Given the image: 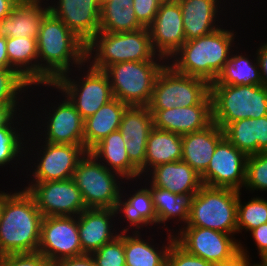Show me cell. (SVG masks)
<instances>
[{
  "instance_id": "cell-18",
  "label": "cell",
  "mask_w": 267,
  "mask_h": 266,
  "mask_svg": "<svg viewBox=\"0 0 267 266\" xmlns=\"http://www.w3.org/2000/svg\"><path fill=\"white\" fill-rule=\"evenodd\" d=\"M153 128V117L148 106H128L124 111L119 131L125 141L124 146L130 162L144 173L146 144Z\"/></svg>"
},
{
  "instance_id": "cell-23",
  "label": "cell",
  "mask_w": 267,
  "mask_h": 266,
  "mask_svg": "<svg viewBox=\"0 0 267 266\" xmlns=\"http://www.w3.org/2000/svg\"><path fill=\"white\" fill-rule=\"evenodd\" d=\"M223 138V130L214 122L203 130L182 135L181 160L201 175L207 169L217 144Z\"/></svg>"
},
{
  "instance_id": "cell-31",
  "label": "cell",
  "mask_w": 267,
  "mask_h": 266,
  "mask_svg": "<svg viewBox=\"0 0 267 266\" xmlns=\"http://www.w3.org/2000/svg\"><path fill=\"white\" fill-rule=\"evenodd\" d=\"M122 195L121 193L115 211L116 214L123 213L125 219L130 223V228L135 226L136 229H140L144 225L157 224V215L149 188L145 187L135 191L132 195L130 194L127 201L126 199L122 201Z\"/></svg>"
},
{
  "instance_id": "cell-50",
  "label": "cell",
  "mask_w": 267,
  "mask_h": 266,
  "mask_svg": "<svg viewBox=\"0 0 267 266\" xmlns=\"http://www.w3.org/2000/svg\"><path fill=\"white\" fill-rule=\"evenodd\" d=\"M20 0H0V21L9 16L13 8Z\"/></svg>"
},
{
  "instance_id": "cell-10",
  "label": "cell",
  "mask_w": 267,
  "mask_h": 266,
  "mask_svg": "<svg viewBox=\"0 0 267 266\" xmlns=\"http://www.w3.org/2000/svg\"><path fill=\"white\" fill-rule=\"evenodd\" d=\"M89 66L86 75L80 78L79 82L71 79L65 73L53 84L46 85L56 87L62 91L84 120L114 99L110 80L106 72L95 69L91 65Z\"/></svg>"
},
{
  "instance_id": "cell-20",
  "label": "cell",
  "mask_w": 267,
  "mask_h": 266,
  "mask_svg": "<svg viewBox=\"0 0 267 266\" xmlns=\"http://www.w3.org/2000/svg\"><path fill=\"white\" fill-rule=\"evenodd\" d=\"M64 97L58 107L53 106V114L49 112L51 116L45 117L49 120L46 121L44 142L84 146V119L69 99Z\"/></svg>"
},
{
  "instance_id": "cell-34",
  "label": "cell",
  "mask_w": 267,
  "mask_h": 266,
  "mask_svg": "<svg viewBox=\"0 0 267 266\" xmlns=\"http://www.w3.org/2000/svg\"><path fill=\"white\" fill-rule=\"evenodd\" d=\"M231 53L222 71L210 85H262L258 60Z\"/></svg>"
},
{
  "instance_id": "cell-47",
  "label": "cell",
  "mask_w": 267,
  "mask_h": 266,
  "mask_svg": "<svg viewBox=\"0 0 267 266\" xmlns=\"http://www.w3.org/2000/svg\"><path fill=\"white\" fill-rule=\"evenodd\" d=\"M256 52V58L260 66L262 86L267 88V43H264L261 47H259Z\"/></svg>"
},
{
  "instance_id": "cell-40",
  "label": "cell",
  "mask_w": 267,
  "mask_h": 266,
  "mask_svg": "<svg viewBox=\"0 0 267 266\" xmlns=\"http://www.w3.org/2000/svg\"><path fill=\"white\" fill-rule=\"evenodd\" d=\"M114 240L91 253L96 266H126L124 231Z\"/></svg>"
},
{
  "instance_id": "cell-4",
  "label": "cell",
  "mask_w": 267,
  "mask_h": 266,
  "mask_svg": "<svg viewBox=\"0 0 267 266\" xmlns=\"http://www.w3.org/2000/svg\"><path fill=\"white\" fill-rule=\"evenodd\" d=\"M86 51L87 62L94 57L90 65L104 71L116 63L150 61L158 55L153 50L148 28L123 33L99 31L87 43Z\"/></svg>"
},
{
  "instance_id": "cell-35",
  "label": "cell",
  "mask_w": 267,
  "mask_h": 266,
  "mask_svg": "<svg viewBox=\"0 0 267 266\" xmlns=\"http://www.w3.org/2000/svg\"><path fill=\"white\" fill-rule=\"evenodd\" d=\"M224 137L247 156L257 154V118H245L223 129Z\"/></svg>"
},
{
  "instance_id": "cell-41",
  "label": "cell",
  "mask_w": 267,
  "mask_h": 266,
  "mask_svg": "<svg viewBox=\"0 0 267 266\" xmlns=\"http://www.w3.org/2000/svg\"><path fill=\"white\" fill-rule=\"evenodd\" d=\"M167 266H212V264L198 256L188 253L174 241L167 255Z\"/></svg>"
},
{
  "instance_id": "cell-17",
  "label": "cell",
  "mask_w": 267,
  "mask_h": 266,
  "mask_svg": "<svg viewBox=\"0 0 267 266\" xmlns=\"http://www.w3.org/2000/svg\"><path fill=\"white\" fill-rule=\"evenodd\" d=\"M153 127L180 134L205 129L212 123V98L209 94L200 104L190 107H173L166 110H150Z\"/></svg>"
},
{
  "instance_id": "cell-19",
  "label": "cell",
  "mask_w": 267,
  "mask_h": 266,
  "mask_svg": "<svg viewBox=\"0 0 267 266\" xmlns=\"http://www.w3.org/2000/svg\"><path fill=\"white\" fill-rule=\"evenodd\" d=\"M49 10L86 44L99 32V0H59Z\"/></svg>"
},
{
  "instance_id": "cell-55",
  "label": "cell",
  "mask_w": 267,
  "mask_h": 266,
  "mask_svg": "<svg viewBox=\"0 0 267 266\" xmlns=\"http://www.w3.org/2000/svg\"><path fill=\"white\" fill-rule=\"evenodd\" d=\"M161 2H176L178 0H160Z\"/></svg>"
},
{
  "instance_id": "cell-49",
  "label": "cell",
  "mask_w": 267,
  "mask_h": 266,
  "mask_svg": "<svg viewBox=\"0 0 267 266\" xmlns=\"http://www.w3.org/2000/svg\"><path fill=\"white\" fill-rule=\"evenodd\" d=\"M16 113L11 105H0V127L7 126L16 117Z\"/></svg>"
},
{
  "instance_id": "cell-56",
  "label": "cell",
  "mask_w": 267,
  "mask_h": 266,
  "mask_svg": "<svg viewBox=\"0 0 267 266\" xmlns=\"http://www.w3.org/2000/svg\"><path fill=\"white\" fill-rule=\"evenodd\" d=\"M262 262L267 266V256L262 260Z\"/></svg>"
},
{
  "instance_id": "cell-6",
  "label": "cell",
  "mask_w": 267,
  "mask_h": 266,
  "mask_svg": "<svg viewBox=\"0 0 267 266\" xmlns=\"http://www.w3.org/2000/svg\"><path fill=\"white\" fill-rule=\"evenodd\" d=\"M238 197L239 190L203 185L191 198L186 226L234 235L237 233Z\"/></svg>"
},
{
  "instance_id": "cell-16",
  "label": "cell",
  "mask_w": 267,
  "mask_h": 266,
  "mask_svg": "<svg viewBox=\"0 0 267 266\" xmlns=\"http://www.w3.org/2000/svg\"><path fill=\"white\" fill-rule=\"evenodd\" d=\"M42 155L32 172L34 182L66 180L73 177L79 160L88 152L84 146L73 144H53L45 142ZM40 160V161H39Z\"/></svg>"
},
{
  "instance_id": "cell-45",
  "label": "cell",
  "mask_w": 267,
  "mask_h": 266,
  "mask_svg": "<svg viewBox=\"0 0 267 266\" xmlns=\"http://www.w3.org/2000/svg\"><path fill=\"white\" fill-rule=\"evenodd\" d=\"M52 266H96L91 254L78 257L64 258L52 263Z\"/></svg>"
},
{
  "instance_id": "cell-1",
  "label": "cell",
  "mask_w": 267,
  "mask_h": 266,
  "mask_svg": "<svg viewBox=\"0 0 267 266\" xmlns=\"http://www.w3.org/2000/svg\"><path fill=\"white\" fill-rule=\"evenodd\" d=\"M86 46L84 41L49 12L42 20L37 37L38 85L53 84L60 76L68 74L71 71L70 63L81 69L87 61Z\"/></svg>"
},
{
  "instance_id": "cell-54",
  "label": "cell",
  "mask_w": 267,
  "mask_h": 266,
  "mask_svg": "<svg viewBox=\"0 0 267 266\" xmlns=\"http://www.w3.org/2000/svg\"><path fill=\"white\" fill-rule=\"evenodd\" d=\"M252 266H266L262 261L260 262V264H252Z\"/></svg>"
},
{
  "instance_id": "cell-7",
  "label": "cell",
  "mask_w": 267,
  "mask_h": 266,
  "mask_svg": "<svg viewBox=\"0 0 267 266\" xmlns=\"http://www.w3.org/2000/svg\"><path fill=\"white\" fill-rule=\"evenodd\" d=\"M157 56L150 61H128L109 66L105 72L109 77L114 98L128 106H148L156 77L168 64L159 63L165 58Z\"/></svg>"
},
{
  "instance_id": "cell-37",
  "label": "cell",
  "mask_w": 267,
  "mask_h": 266,
  "mask_svg": "<svg viewBox=\"0 0 267 266\" xmlns=\"http://www.w3.org/2000/svg\"><path fill=\"white\" fill-rule=\"evenodd\" d=\"M27 86L31 84L15 69H0V105H11L17 111L19 97L16 95L21 91L24 92Z\"/></svg>"
},
{
  "instance_id": "cell-14",
  "label": "cell",
  "mask_w": 267,
  "mask_h": 266,
  "mask_svg": "<svg viewBox=\"0 0 267 266\" xmlns=\"http://www.w3.org/2000/svg\"><path fill=\"white\" fill-rule=\"evenodd\" d=\"M247 157L224 137L217 144L207 169L200 175L203 185L240 191L246 180Z\"/></svg>"
},
{
  "instance_id": "cell-25",
  "label": "cell",
  "mask_w": 267,
  "mask_h": 266,
  "mask_svg": "<svg viewBox=\"0 0 267 266\" xmlns=\"http://www.w3.org/2000/svg\"><path fill=\"white\" fill-rule=\"evenodd\" d=\"M182 10V22L186 41L211 34L216 25L219 0H178Z\"/></svg>"
},
{
  "instance_id": "cell-9",
  "label": "cell",
  "mask_w": 267,
  "mask_h": 266,
  "mask_svg": "<svg viewBox=\"0 0 267 266\" xmlns=\"http://www.w3.org/2000/svg\"><path fill=\"white\" fill-rule=\"evenodd\" d=\"M210 94V84L201 78L177 73L169 64L156 77L149 110L190 107Z\"/></svg>"
},
{
  "instance_id": "cell-13",
  "label": "cell",
  "mask_w": 267,
  "mask_h": 266,
  "mask_svg": "<svg viewBox=\"0 0 267 266\" xmlns=\"http://www.w3.org/2000/svg\"><path fill=\"white\" fill-rule=\"evenodd\" d=\"M38 252L51 263L84 255L77 216L43 217Z\"/></svg>"
},
{
  "instance_id": "cell-21",
  "label": "cell",
  "mask_w": 267,
  "mask_h": 266,
  "mask_svg": "<svg viewBox=\"0 0 267 266\" xmlns=\"http://www.w3.org/2000/svg\"><path fill=\"white\" fill-rule=\"evenodd\" d=\"M115 209L87 208L78 216V230L82 251L91 254L104 244L114 240L119 234L111 232ZM112 218V219H111ZM110 220V221H109Z\"/></svg>"
},
{
  "instance_id": "cell-30",
  "label": "cell",
  "mask_w": 267,
  "mask_h": 266,
  "mask_svg": "<svg viewBox=\"0 0 267 266\" xmlns=\"http://www.w3.org/2000/svg\"><path fill=\"white\" fill-rule=\"evenodd\" d=\"M122 230L124 231L126 266H167V255L171 244L175 241V234L169 233L167 245L157 250L154 245L149 244L150 242L140 238L139 231L135 230L133 236H130L126 235L128 228Z\"/></svg>"
},
{
  "instance_id": "cell-3",
  "label": "cell",
  "mask_w": 267,
  "mask_h": 266,
  "mask_svg": "<svg viewBox=\"0 0 267 266\" xmlns=\"http://www.w3.org/2000/svg\"><path fill=\"white\" fill-rule=\"evenodd\" d=\"M231 31L219 28L211 34L185 41L171 56L174 60L169 65L177 73L213 83L230 57L235 39Z\"/></svg>"
},
{
  "instance_id": "cell-51",
  "label": "cell",
  "mask_w": 267,
  "mask_h": 266,
  "mask_svg": "<svg viewBox=\"0 0 267 266\" xmlns=\"http://www.w3.org/2000/svg\"><path fill=\"white\" fill-rule=\"evenodd\" d=\"M9 68V60L6 51V38L0 36V69Z\"/></svg>"
},
{
  "instance_id": "cell-5",
  "label": "cell",
  "mask_w": 267,
  "mask_h": 266,
  "mask_svg": "<svg viewBox=\"0 0 267 266\" xmlns=\"http://www.w3.org/2000/svg\"><path fill=\"white\" fill-rule=\"evenodd\" d=\"M212 122L222 130L230 123L267 115V88L262 85H210Z\"/></svg>"
},
{
  "instance_id": "cell-33",
  "label": "cell",
  "mask_w": 267,
  "mask_h": 266,
  "mask_svg": "<svg viewBox=\"0 0 267 266\" xmlns=\"http://www.w3.org/2000/svg\"><path fill=\"white\" fill-rule=\"evenodd\" d=\"M149 187L157 215V224L177 217L186 225L189 219L191 198L194 194H175L169 190L155 187L151 183Z\"/></svg>"
},
{
  "instance_id": "cell-42",
  "label": "cell",
  "mask_w": 267,
  "mask_h": 266,
  "mask_svg": "<svg viewBox=\"0 0 267 266\" xmlns=\"http://www.w3.org/2000/svg\"><path fill=\"white\" fill-rule=\"evenodd\" d=\"M0 266H52V263L37 251L2 255Z\"/></svg>"
},
{
  "instance_id": "cell-28",
  "label": "cell",
  "mask_w": 267,
  "mask_h": 266,
  "mask_svg": "<svg viewBox=\"0 0 267 266\" xmlns=\"http://www.w3.org/2000/svg\"><path fill=\"white\" fill-rule=\"evenodd\" d=\"M182 159V136L153 127L146 144L144 174L150 168ZM150 166V167H149ZM146 170V171H145Z\"/></svg>"
},
{
  "instance_id": "cell-38",
  "label": "cell",
  "mask_w": 267,
  "mask_h": 266,
  "mask_svg": "<svg viewBox=\"0 0 267 266\" xmlns=\"http://www.w3.org/2000/svg\"><path fill=\"white\" fill-rule=\"evenodd\" d=\"M244 187L250 190H267V152H259L247 157Z\"/></svg>"
},
{
  "instance_id": "cell-36",
  "label": "cell",
  "mask_w": 267,
  "mask_h": 266,
  "mask_svg": "<svg viewBox=\"0 0 267 266\" xmlns=\"http://www.w3.org/2000/svg\"><path fill=\"white\" fill-rule=\"evenodd\" d=\"M241 192L237 202V233L241 230L251 231L260 225L267 223V200L254 197L248 203L241 204Z\"/></svg>"
},
{
  "instance_id": "cell-15",
  "label": "cell",
  "mask_w": 267,
  "mask_h": 266,
  "mask_svg": "<svg viewBox=\"0 0 267 266\" xmlns=\"http://www.w3.org/2000/svg\"><path fill=\"white\" fill-rule=\"evenodd\" d=\"M182 21V10L178 1L161 2L153 22L148 27L153 50L165 60L186 41Z\"/></svg>"
},
{
  "instance_id": "cell-29",
  "label": "cell",
  "mask_w": 267,
  "mask_h": 266,
  "mask_svg": "<svg viewBox=\"0 0 267 266\" xmlns=\"http://www.w3.org/2000/svg\"><path fill=\"white\" fill-rule=\"evenodd\" d=\"M9 68L15 69L31 85H38L37 39L31 37L6 38Z\"/></svg>"
},
{
  "instance_id": "cell-12",
  "label": "cell",
  "mask_w": 267,
  "mask_h": 266,
  "mask_svg": "<svg viewBox=\"0 0 267 266\" xmlns=\"http://www.w3.org/2000/svg\"><path fill=\"white\" fill-rule=\"evenodd\" d=\"M23 189L33 197L43 217L78 216L87 209L81 191L72 178L47 182H31V184Z\"/></svg>"
},
{
  "instance_id": "cell-32",
  "label": "cell",
  "mask_w": 267,
  "mask_h": 266,
  "mask_svg": "<svg viewBox=\"0 0 267 266\" xmlns=\"http://www.w3.org/2000/svg\"><path fill=\"white\" fill-rule=\"evenodd\" d=\"M142 28L132 7V0H113L101 6L100 32L123 33Z\"/></svg>"
},
{
  "instance_id": "cell-39",
  "label": "cell",
  "mask_w": 267,
  "mask_h": 266,
  "mask_svg": "<svg viewBox=\"0 0 267 266\" xmlns=\"http://www.w3.org/2000/svg\"><path fill=\"white\" fill-rule=\"evenodd\" d=\"M13 122L14 119L7 126L0 127V166L7 165L14 159L18 160L16 157L20 156L21 149L25 148L21 140L24 138L20 137L23 135L18 133V128L14 127Z\"/></svg>"
},
{
  "instance_id": "cell-52",
  "label": "cell",
  "mask_w": 267,
  "mask_h": 266,
  "mask_svg": "<svg viewBox=\"0 0 267 266\" xmlns=\"http://www.w3.org/2000/svg\"><path fill=\"white\" fill-rule=\"evenodd\" d=\"M12 194L10 193H5L3 191H1L0 193V218L2 216V212H3V208H4V205L6 203V200L11 196Z\"/></svg>"
},
{
  "instance_id": "cell-27",
  "label": "cell",
  "mask_w": 267,
  "mask_h": 266,
  "mask_svg": "<svg viewBox=\"0 0 267 266\" xmlns=\"http://www.w3.org/2000/svg\"><path fill=\"white\" fill-rule=\"evenodd\" d=\"M127 104L114 98L84 120V147L90 151L110 133L119 130Z\"/></svg>"
},
{
  "instance_id": "cell-26",
  "label": "cell",
  "mask_w": 267,
  "mask_h": 266,
  "mask_svg": "<svg viewBox=\"0 0 267 266\" xmlns=\"http://www.w3.org/2000/svg\"><path fill=\"white\" fill-rule=\"evenodd\" d=\"M124 144L123 135L119 130H116L99 141L90 150V153H92L95 158H100L98 161H104L106 164L103 162L102 164H104L108 170H112L127 180L135 179L136 177H140V172L130 162Z\"/></svg>"
},
{
  "instance_id": "cell-44",
  "label": "cell",
  "mask_w": 267,
  "mask_h": 266,
  "mask_svg": "<svg viewBox=\"0 0 267 266\" xmlns=\"http://www.w3.org/2000/svg\"><path fill=\"white\" fill-rule=\"evenodd\" d=\"M257 245L261 261L267 256V223L260 225L250 231Z\"/></svg>"
},
{
  "instance_id": "cell-43",
  "label": "cell",
  "mask_w": 267,
  "mask_h": 266,
  "mask_svg": "<svg viewBox=\"0 0 267 266\" xmlns=\"http://www.w3.org/2000/svg\"><path fill=\"white\" fill-rule=\"evenodd\" d=\"M160 4V0H132L136 18L143 28H148L151 25Z\"/></svg>"
},
{
  "instance_id": "cell-2",
  "label": "cell",
  "mask_w": 267,
  "mask_h": 266,
  "mask_svg": "<svg viewBox=\"0 0 267 266\" xmlns=\"http://www.w3.org/2000/svg\"><path fill=\"white\" fill-rule=\"evenodd\" d=\"M43 215L24 189L6 200L0 218V256L37 252Z\"/></svg>"
},
{
  "instance_id": "cell-48",
  "label": "cell",
  "mask_w": 267,
  "mask_h": 266,
  "mask_svg": "<svg viewBox=\"0 0 267 266\" xmlns=\"http://www.w3.org/2000/svg\"><path fill=\"white\" fill-rule=\"evenodd\" d=\"M246 250L240 243V255L237 258L227 263L212 264V266H252Z\"/></svg>"
},
{
  "instance_id": "cell-11",
  "label": "cell",
  "mask_w": 267,
  "mask_h": 266,
  "mask_svg": "<svg viewBox=\"0 0 267 266\" xmlns=\"http://www.w3.org/2000/svg\"><path fill=\"white\" fill-rule=\"evenodd\" d=\"M179 230L175 241L188 253L211 264L227 263L240 255V241L237 243L231 234L193 226Z\"/></svg>"
},
{
  "instance_id": "cell-46",
  "label": "cell",
  "mask_w": 267,
  "mask_h": 266,
  "mask_svg": "<svg viewBox=\"0 0 267 266\" xmlns=\"http://www.w3.org/2000/svg\"><path fill=\"white\" fill-rule=\"evenodd\" d=\"M267 152V115L257 119V154Z\"/></svg>"
},
{
  "instance_id": "cell-53",
  "label": "cell",
  "mask_w": 267,
  "mask_h": 266,
  "mask_svg": "<svg viewBox=\"0 0 267 266\" xmlns=\"http://www.w3.org/2000/svg\"><path fill=\"white\" fill-rule=\"evenodd\" d=\"M111 1H113V0H99L101 6L104 5L105 3L111 2ZM117 1H120V0H117Z\"/></svg>"
},
{
  "instance_id": "cell-22",
  "label": "cell",
  "mask_w": 267,
  "mask_h": 266,
  "mask_svg": "<svg viewBox=\"0 0 267 266\" xmlns=\"http://www.w3.org/2000/svg\"><path fill=\"white\" fill-rule=\"evenodd\" d=\"M42 0H20L9 16L0 21V36L4 38L38 37L43 18L50 12Z\"/></svg>"
},
{
  "instance_id": "cell-8",
  "label": "cell",
  "mask_w": 267,
  "mask_h": 266,
  "mask_svg": "<svg viewBox=\"0 0 267 266\" xmlns=\"http://www.w3.org/2000/svg\"><path fill=\"white\" fill-rule=\"evenodd\" d=\"M119 177L123 179L88 151L79 160L72 179L81 191L86 208L115 209L122 191L121 183L117 182Z\"/></svg>"
},
{
  "instance_id": "cell-24",
  "label": "cell",
  "mask_w": 267,
  "mask_h": 266,
  "mask_svg": "<svg viewBox=\"0 0 267 266\" xmlns=\"http://www.w3.org/2000/svg\"><path fill=\"white\" fill-rule=\"evenodd\" d=\"M150 183L175 194H196L203 186L201 176L183 160L150 169Z\"/></svg>"
}]
</instances>
